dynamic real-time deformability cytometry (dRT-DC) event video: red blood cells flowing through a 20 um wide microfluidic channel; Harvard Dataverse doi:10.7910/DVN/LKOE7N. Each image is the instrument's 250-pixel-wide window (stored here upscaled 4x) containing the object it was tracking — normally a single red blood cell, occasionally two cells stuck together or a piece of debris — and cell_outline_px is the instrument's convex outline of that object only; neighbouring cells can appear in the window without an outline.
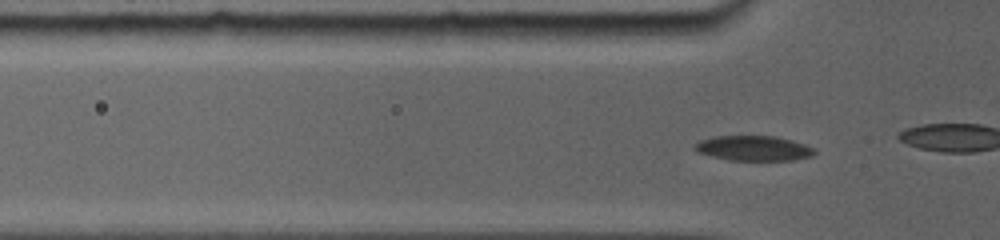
{"species": "common noctule bat (a hibernating species)", "species_latin": "Nyctalus noctula", "temperature_condition": "room temperature", "stored_images_in_passage": 77, "camera_frame_rate_fps": 5000, "um_per_image_px": 0.085, "animal": {"sex": "female", "body_mass_g": 19.0, "forearm_length_mm": 56.7}, "frame": {"image": 1, "passage_image": 19, "time_ms": 4.2, "image_size_px": [1000, 240], "cell_outline_px": [[816, 152], [812, 156], [792, 160], [728, 160], [696, 152], [692, 148], [700, 140], [712, 136], [776, 136], [792, 140], [804, 144], [812, 148]], "centroid_in_image_um": [64.02, 12.6], "position_along_channel_um": 61.8, "area_um2": 17.46}}
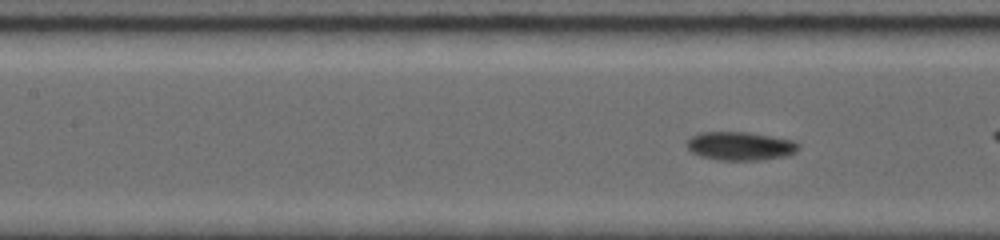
{"frame": {"image": 2, "passage_image": 28, "time_ms": 6.4, "image_size_px": [1000, 240], "cell_outline_px": [[800, 148], [796, 152], [788, 156], [760, 160], [720, 160], [700, 156], [692, 152], [688, 148], [688, 140], [692, 136], [700, 132], [748, 132], [796, 140], [800, 144]], "centroid_in_image_um": [63.0, 12.41], "position_along_channel_um": 144.4, "area_um2": 18.73}}
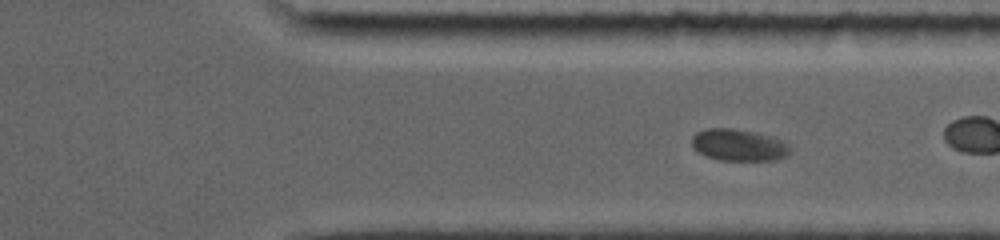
{"frame": {"image": 3, "passage_image": 53, "time_ms": 11.8, "image_size_px": [1000, 240], "cell_outline_px": [[792, 148], [788, 156], [776, 160], [720, 160], [708, 156], [692, 148], [692, 136], [696, 132], [704, 128], [732, 128], [772, 136], [788, 144]], "centroid_in_image_um": [62.8, 12.32], "position_along_channel_um": 348.6, "area_um2": 18.26}, "authors_computed_cell_mechanics": {"area_um2": 18.496, "velocity_mm_per_s": 3.7841, "shape_relaxation_time_tau1_ms": 5.5471, "shape_relaxation_time_tau2_ms": null, "deformation_change_tau1": 0.1127, "deformation_change_tau2": null}}